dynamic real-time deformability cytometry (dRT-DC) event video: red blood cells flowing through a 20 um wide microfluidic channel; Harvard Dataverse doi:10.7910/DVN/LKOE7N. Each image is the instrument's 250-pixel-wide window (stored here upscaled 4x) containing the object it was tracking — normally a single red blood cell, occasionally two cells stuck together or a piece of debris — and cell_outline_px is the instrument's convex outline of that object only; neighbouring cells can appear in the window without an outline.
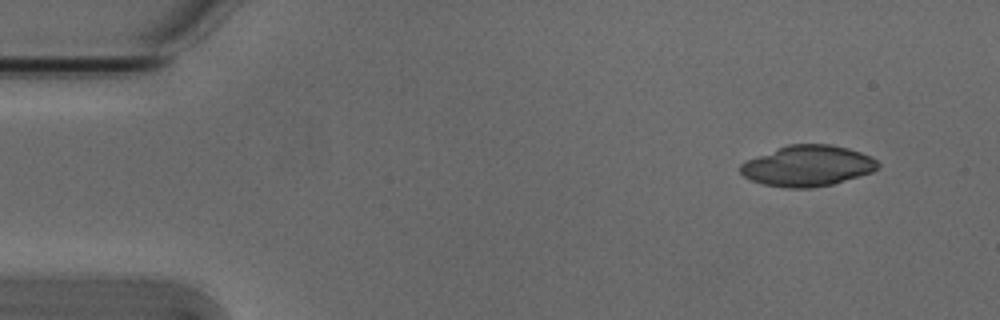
{"species": "Egyptian fruit bat (a non-hibernating species)", "species_latin": "Rousettus aegyptiacus", "temperature_condition": "cold", "stored_images_in_passage": 5, "camera_frame_rate_fps": 3000, "um_per_image_px": 0.085, "animal": {"sex": "male"}, "frame": {"image": 1, "passage_image": 1, "time_ms": 0.0, "image_size_px": [1000, 320], "cell_outline_px": [[880, 168], [872, 172], [832, 184], [808, 188], [784, 188], [764, 184], [752, 180], [744, 176], [740, 172], [740, 164], [744, 160], [788, 144], [832, 144], [848, 148], [872, 156], [880, 164]], "centroid_in_image_um": [68.64, 14.09], "position_along_channel_um": 16.4, "area_um2": 32.83}}